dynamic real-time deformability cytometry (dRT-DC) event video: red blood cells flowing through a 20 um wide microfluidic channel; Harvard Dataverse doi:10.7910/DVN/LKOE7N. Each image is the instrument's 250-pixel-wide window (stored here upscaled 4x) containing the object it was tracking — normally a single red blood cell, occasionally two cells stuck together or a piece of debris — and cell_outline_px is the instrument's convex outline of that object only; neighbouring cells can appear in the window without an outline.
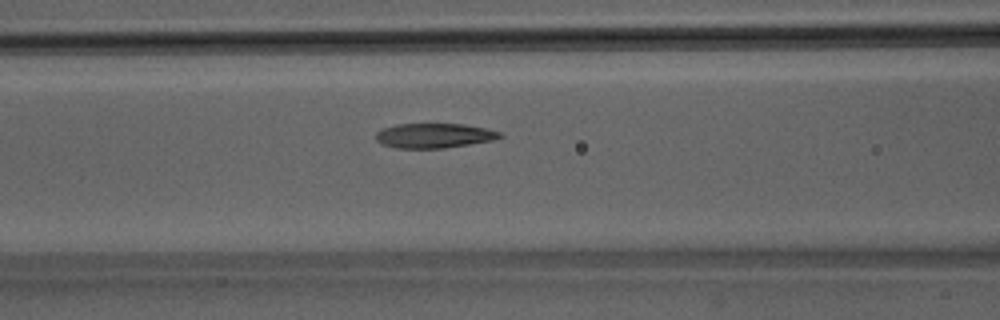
{"species": "Egyptian fruit bat (a non-hibernating species)", "species_latin": "Rousettus aegyptiacus", "temperature_condition": "room temperature", "stored_images_in_passage": 37, "camera_frame_rate_fps": 3000, "um_per_image_px": 0.085, "animal": {"sex": "male"}, "frame": {"image": 1, "passage_image": 12, "time_ms": 3.667, "image_size_px": [1000, 320], "cell_outline_px": [[504, 136], [492, 140], [444, 148], [396, 148], [380, 144], [376, 140], [376, 132], [384, 128], [396, 124], [464, 124], [484, 128], [500, 132]], "centroid_in_image_um": [36.86, 11.53], "position_along_channel_um": 129.7, "area_um2": 17.74}}